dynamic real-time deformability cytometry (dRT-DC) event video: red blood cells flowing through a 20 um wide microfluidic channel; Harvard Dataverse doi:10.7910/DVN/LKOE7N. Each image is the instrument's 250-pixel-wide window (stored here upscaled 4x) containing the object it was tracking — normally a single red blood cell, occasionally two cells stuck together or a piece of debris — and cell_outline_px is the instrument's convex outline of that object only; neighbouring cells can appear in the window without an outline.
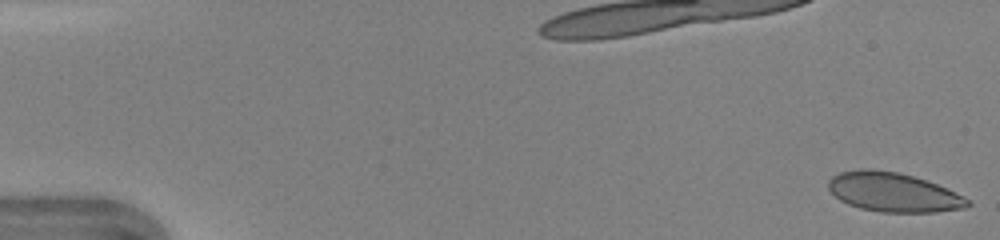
{"species": "human", "species_latin": "Homo sapiens", "temperature_condition": "warm", "stored_images_in_passage": 47, "camera_frame_rate_fps": 3000, "um_per_image_px": 0.085, "donor": {"sex": "female"}, "frame": {"image": 1, "passage_image": 1, "time_ms": 0.0, "image_size_px": [1000, 240], "cell_outline_px": [[972, 204], [964, 208], [936, 212], [880, 212], [860, 208], [848, 204], [840, 200], [828, 188], [828, 180], [832, 176], [840, 172], [860, 168], [872, 168], [900, 172], [936, 184], [956, 192], [968, 200]], "centroid_in_image_um": [75.9, 16.33], "position_along_channel_um": 9.1, "area_um2": 31.85}}
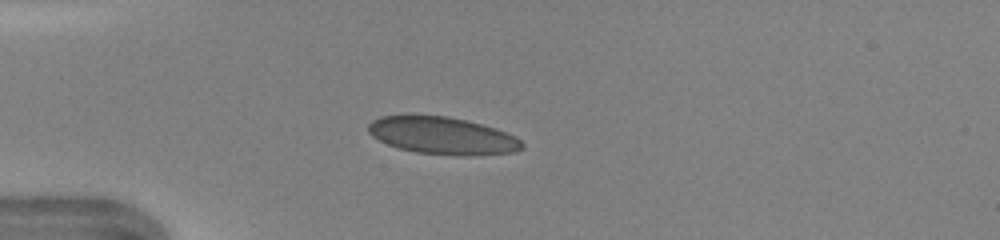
{"frame": {"image": 2, "passage_image": 13, "time_ms": 4.0, "image_size_px": [1000, 240], "cell_outline_px": [[524, 148], [516, 152], [468, 156], [460, 156], [416, 152], [396, 148], [372, 136], [368, 132], [368, 124], [372, 120], [380, 116], [448, 116], [496, 128], [516, 136], [524, 144]], "centroid_in_image_um": [37.64, 11.55], "position_along_channel_um": 47.4, "area_um2": 33.41}}
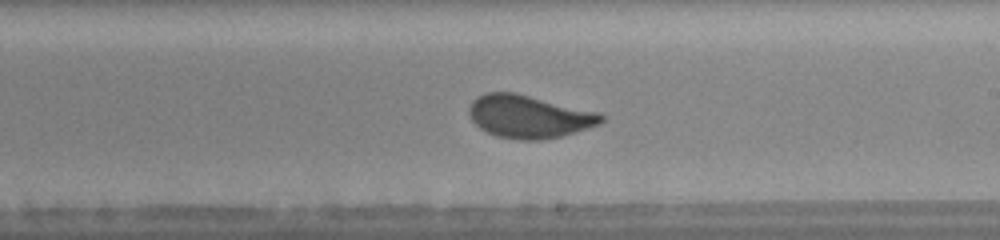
{"frame": {"image": 3, "passage_image": 28, "time_ms": 9.0, "image_size_px": [1000, 240], "cell_outline_px": [[604, 120], [600, 124], [560, 136], [540, 140], [520, 140], [496, 136], [480, 128], [472, 120], [468, 112], [468, 108], [472, 100], [476, 96], [484, 92], [516, 92], [600, 112], [604, 116]], "centroid_in_image_um": [44.95, 9.88], "position_along_channel_um": 244.1, "area_um2": 33.23}, "authors_computed_cell_mechanics": {"area_um2": 32.4258, "velocity_mm_per_s": 4.338, "shape_relaxation_time_tau1_ms": 4.9515, "shape_relaxation_time_tau2_ms": null, "deformation_change_tau1": 0.1307, "deformation_change_tau2": null}}